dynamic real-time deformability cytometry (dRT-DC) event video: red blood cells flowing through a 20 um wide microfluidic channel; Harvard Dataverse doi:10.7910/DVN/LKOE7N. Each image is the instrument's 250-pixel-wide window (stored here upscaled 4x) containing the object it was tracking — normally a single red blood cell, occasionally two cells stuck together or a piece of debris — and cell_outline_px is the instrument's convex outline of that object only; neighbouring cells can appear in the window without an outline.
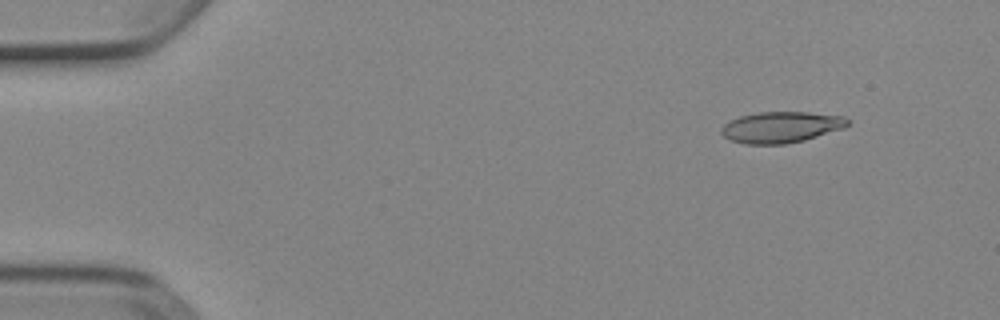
{"species": "Egyptian fruit bat (a non-hibernating species)", "species_latin": "Rousettus aegyptiacus", "temperature_condition": "cold", "stored_images_in_passage": 6, "camera_frame_rate_fps": 3000, "um_per_image_px": 0.085, "animal": {"sex": "female"}, "frame": {"image": 1, "passage_image": 2, "time_ms": 0.333, "image_size_px": [1000, 320], "cell_outline_px": [[848, 124], [844, 128], [804, 140], [784, 144], [744, 144], [732, 140], [724, 136], [720, 132], [720, 128], [724, 124], [740, 116], [760, 112], [808, 112], [844, 116], [848, 120]], "centroid_in_image_um": [66.39, 10.81], "position_along_channel_um": 18.6, "area_um2": 22.77}}
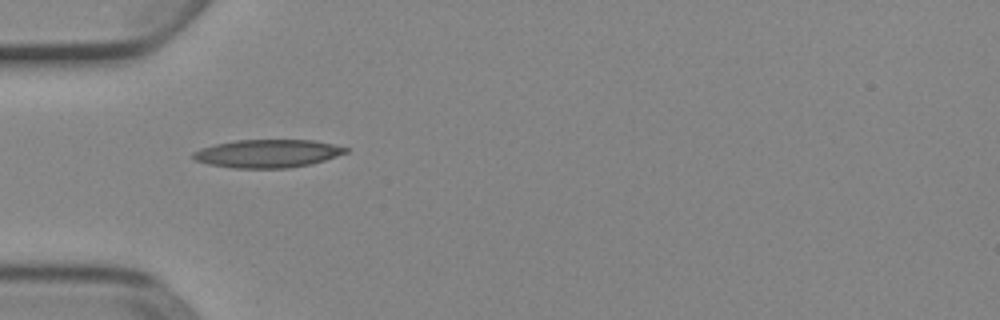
{"frame": {"image": 2, "passage_image": 5, "time_ms": 1.333, "image_size_px": [1000, 320], "cell_outline_px": [[348, 152], [312, 164], [288, 168], [232, 168], [208, 164], [196, 160], [192, 156], [192, 152], [200, 148], [216, 144], [236, 140], [316, 140], [348, 148]], "centroid_in_image_um": [22.74, 13.05], "position_along_channel_um": 62.3, "area_um2": 24.97}}
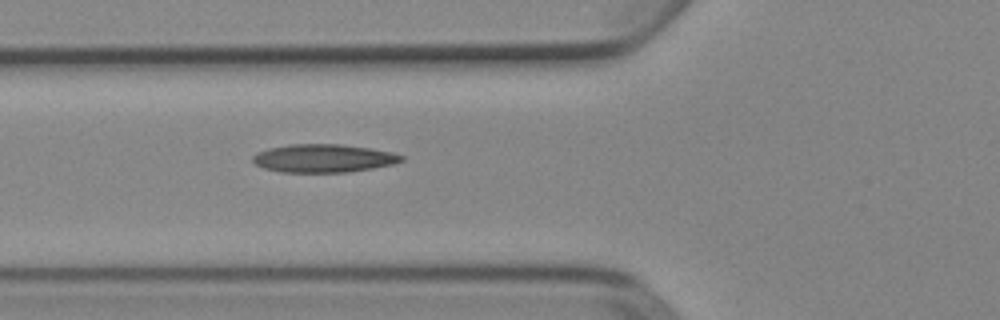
{"frame": {"image": 3, "passage_image": 6, "time_ms": 1.667, "image_size_px": [1000, 320], "cell_outline_px": [[404, 160], [392, 164], [372, 168], [348, 172], [280, 172], [264, 168], [256, 164], [252, 160], [252, 156], [256, 152], [268, 148], [288, 144], [340, 144], [368, 148], [392, 152], [404, 156]], "centroid_in_image_um": [27.46, 13.45], "position_along_channel_um": 98.3, "area_um2": 24.39}}